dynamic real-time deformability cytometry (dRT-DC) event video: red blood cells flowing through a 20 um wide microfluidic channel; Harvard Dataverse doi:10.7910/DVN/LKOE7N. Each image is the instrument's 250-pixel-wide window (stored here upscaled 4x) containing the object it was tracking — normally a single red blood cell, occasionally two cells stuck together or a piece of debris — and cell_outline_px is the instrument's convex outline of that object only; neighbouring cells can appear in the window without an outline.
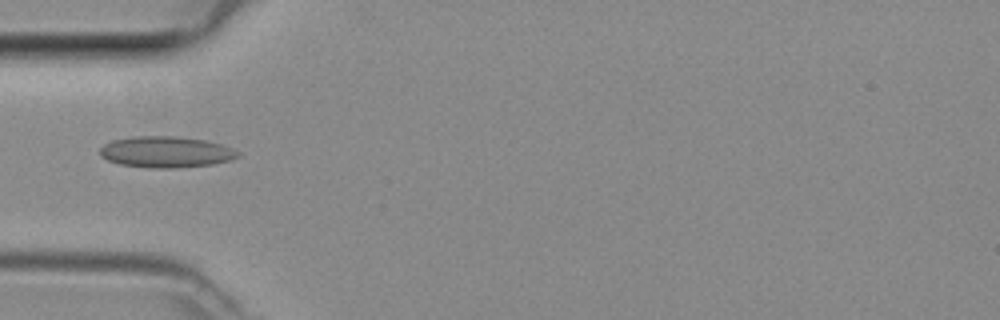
{"species": "common noctule bat (a hibernating species)", "species_latin": "Nyctalus noctula", "temperature_condition": "room temperature", "stored_images_in_passage": 29, "camera_frame_rate_fps": 3000, "um_per_image_px": 0.085, "animal": {"sex": "female", "body_mass_g": 29.2, "forearm_length_mm": 56.3}, "frame": {"image": 1, "passage_image": 2, "time_ms": 0.333, "image_size_px": [1000, 320], "cell_outline_px": [[240, 156], [232, 160], [212, 164], [172, 168], [152, 168], [120, 164], [108, 160], [100, 156], [100, 148], [104, 144], [112, 140], [132, 136], [176, 136], [204, 140], [220, 144], [232, 148], [240, 152]], "centroid_in_image_um": [14.11, 12.91], "position_along_channel_um": 70.9, "area_um2": 25.09}}
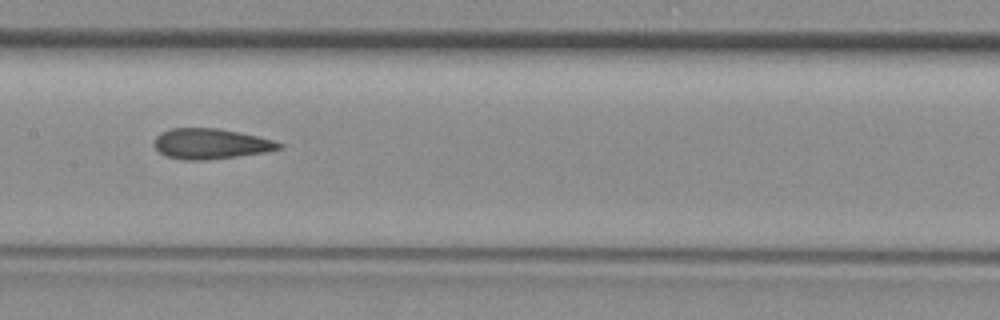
{"frame": {"image": 2, "passage_image": 10, "time_ms": 3.0, "image_size_px": [1000, 320], "cell_outline_px": [[284, 148], [264, 152], [236, 156], [204, 160], [184, 160], [168, 156], [160, 152], [156, 148], [156, 136], [160, 132], [168, 128], [216, 128], [256, 136], [272, 140], [284, 144]], "centroid_in_image_um": [17.91, 12.22], "position_along_channel_um": 189.5, "area_um2": 21.79}}
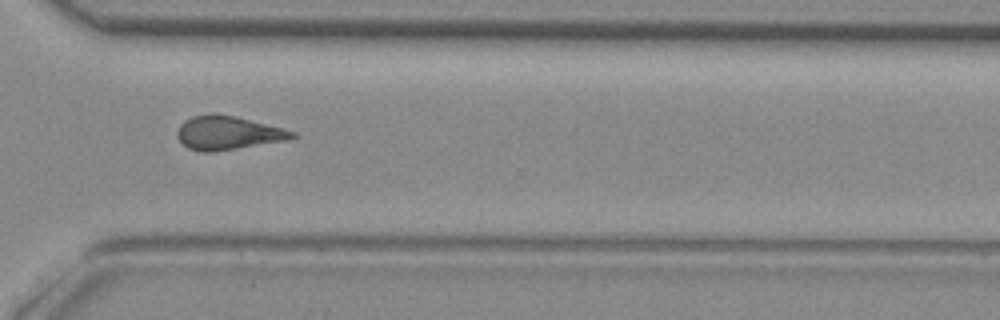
{"frame": {"image": 3, "passage_image": 21, "time_ms": 6.667, "image_size_px": [1000, 320], "cell_outline_px": [[296, 136], [288, 140], [212, 152], [204, 152], [188, 148], [176, 136], [176, 132], [180, 124], [184, 120], [192, 116], [208, 112], [212, 112], [236, 116], [296, 132]], "centroid_in_image_um": [19.33, 11.28], "position_along_channel_um": 351.3, "area_um2": 22.6}}